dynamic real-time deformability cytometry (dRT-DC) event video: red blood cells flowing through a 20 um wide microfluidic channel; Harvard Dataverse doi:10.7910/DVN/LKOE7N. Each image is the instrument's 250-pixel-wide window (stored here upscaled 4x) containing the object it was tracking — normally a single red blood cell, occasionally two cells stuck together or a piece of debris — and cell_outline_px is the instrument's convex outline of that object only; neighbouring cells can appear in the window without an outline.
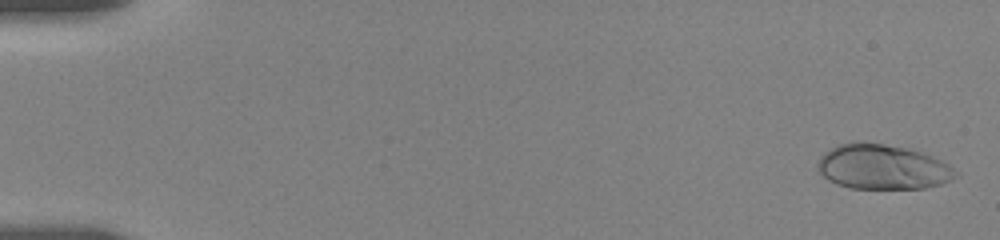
{"species": "human", "species_latin": "Homo sapiens", "temperature_condition": "room temperature", "stored_images_in_passage": 28, "camera_frame_rate_fps": 3000, "um_per_image_px": 0.085, "donor": {"sex": "female"}, "frame": {"image": 1, "passage_image": 1, "time_ms": 0.0, "image_size_px": [1000, 240], "cell_outline_px": [[960, 176], [952, 180], [940, 184], [924, 188], [848, 188], [836, 184], [828, 180], [820, 172], [816, 164], [820, 156], [824, 152], [836, 144], [852, 140], [856, 140], [912, 148], [932, 156], [948, 164], [960, 172]], "centroid_in_image_um": [75.02, 14.16], "position_along_channel_um": 10.0, "area_um2": 36.82}}
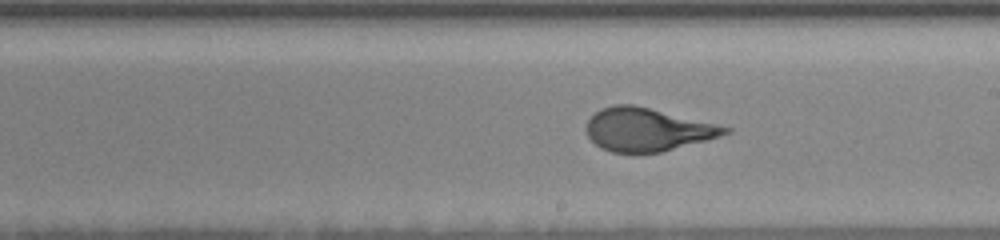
{"frame": {"image": 2, "passage_image": 12, "time_ms": 10.333, "image_size_px": [1000, 240], "cell_outline_px": [[732, 132], [708, 140], [660, 152], [636, 156], [612, 152], [600, 148], [588, 136], [588, 120], [600, 108], [612, 104], [632, 104], [732, 128]], "centroid_in_image_um": [55.0, 11.05], "position_along_channel_um": 234.0, "area_um2": 35.03}}
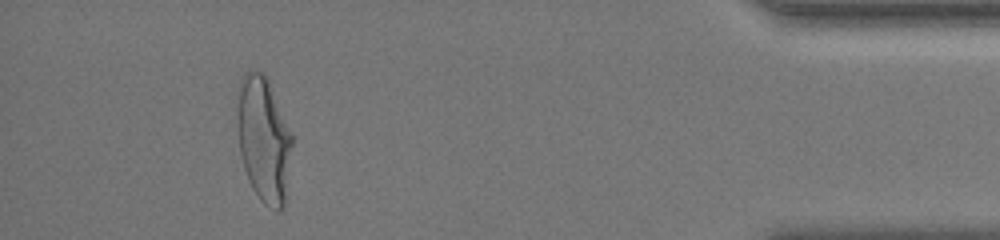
{"frame": {"image": 3, "passage_image": 25, "time_ms": 16.667, "image_size_px": [1000, 240], "cell_outline_px": [[292, 144], [284, 204], [280, 212], [276, 212], [264, 204], [260, 200], [252, 188], [248, 180], [240, 156], [236, 124], [236, 116], [240, 80], [244, 72], [248, 68], [252, 68], [264, 72], [268, 80], [292, 136]], "centroid_in_image_um": [22.37, 11.82], "position_along_channel_um": 412.8, "area_um2": 40.34}, "authors_computed_cell_mechanics": {"area_um2": 35.7204, "velocity_mm_per_s": 3.6154, "shape_relaxation_time_tau1_ms": 5.1723, "shape_relaxation_time_tau2_ms": null, "deformation_change_tau1": 0.1801, "deformation_change_tau2": null}}